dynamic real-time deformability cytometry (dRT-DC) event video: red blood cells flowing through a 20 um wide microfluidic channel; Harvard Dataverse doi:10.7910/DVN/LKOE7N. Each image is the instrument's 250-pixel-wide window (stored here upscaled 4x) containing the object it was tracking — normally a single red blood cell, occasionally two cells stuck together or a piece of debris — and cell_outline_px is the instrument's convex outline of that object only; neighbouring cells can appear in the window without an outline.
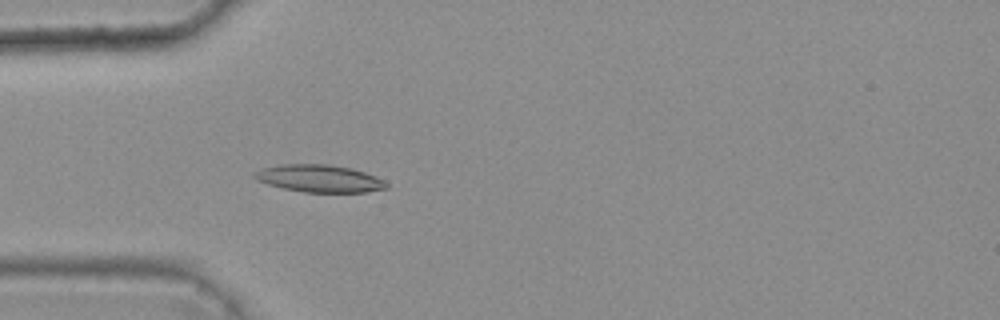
{"species": "common noctule bat (a hibernating species)", "species_latin": "Nyctalus noctula", "temperature_condition": "warm", "stored_images_in_passage": 4, "camera_frame_rate_fps": 3000, "um_per_image_px": 0.085, "animal": {"sex": "female", "body_mass_g": 25.1}, "frame": {"image": 1, "passage_image": 4, "time_ms": 1.0, "image_size_px": [1000, 320], "cell_outline_px": [[388, 188], [368, 192], [304, 192], [284, 188], [268, 184], [256, 180], [252, 176], [252, 172], [264, 168], [280, 164], [328, 164], [352, 168], [376, 176], [384, 180], [388, 184]], "centroid_in_image_um": [27.15, 15.17], "position_along_channel_um": 57.8, "area_um2": 21.15}}